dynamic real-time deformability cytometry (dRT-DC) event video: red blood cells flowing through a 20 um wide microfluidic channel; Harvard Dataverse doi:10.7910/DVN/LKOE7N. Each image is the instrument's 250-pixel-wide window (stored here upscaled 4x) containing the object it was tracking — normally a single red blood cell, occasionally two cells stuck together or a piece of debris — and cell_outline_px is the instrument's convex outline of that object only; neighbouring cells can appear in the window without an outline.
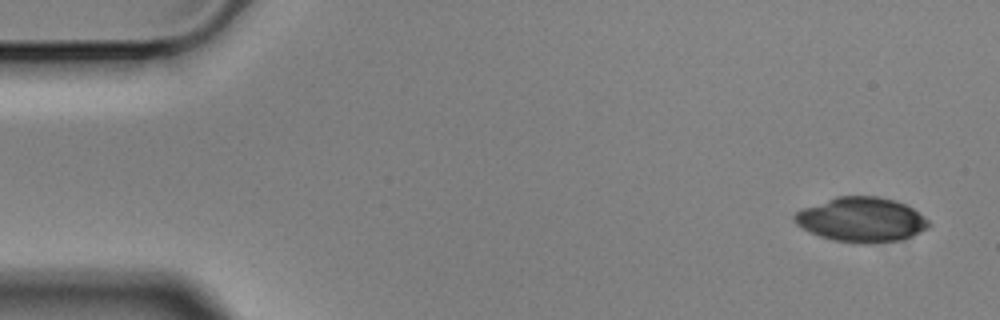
{"species": "Egyptian fruit bat (a non-hibernating species)", "species_latin": "Rousettus aegyptiacus", "temperature_condition": "cold", "stored_images_in_passage": 5, "segment_of_instrument_passage": [2, 2], "camera_frame_rate_fps": 3000, "um_per_image_px": 0.085, "animal": {"sex": "male"}, "frame": {"image": 1, "passage_image": 5, "time_ms": 1.333, "image_size_px": [1000, 320], "cell_outline_px": [[928, 228], [912, 236], [900, 240], [868, 244], [860, 244], [832, 240], [820, 236], [796, 224], [792, 220], [792, 216], [796, 212], [804, 208], [836, 196], [876, 196], [892, 200], [904, 204], [912, 208], [928, 220]], "centroid_in_image_um": [73.2, 18.68], "position_along_channel_um": 11.8, "area_um2": 34.68}}